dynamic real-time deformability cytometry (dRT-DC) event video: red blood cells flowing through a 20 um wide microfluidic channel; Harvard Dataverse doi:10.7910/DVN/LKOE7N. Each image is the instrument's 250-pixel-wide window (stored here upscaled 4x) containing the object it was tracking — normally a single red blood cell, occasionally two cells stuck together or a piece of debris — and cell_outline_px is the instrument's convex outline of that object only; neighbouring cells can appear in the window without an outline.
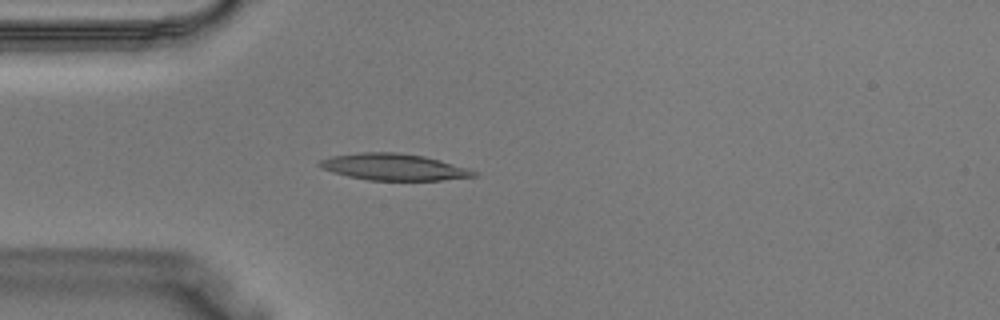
{"species": "Egyptian fruit bat (a non-hibernating species)", "species_latin": "Rousettus aegyptiacus", "temperature_condition": "warm", "stored_images_in_passage": 18, "camera_frame_rate_fps": 3000, "um_per_image_px": 0.085, "animal": {"sex": "male"}, "frame": {"image": 1, "passage_image": 2, "time_ms": 0.333, "image_size_px": [1000, 320], "cell_outline_px": [[480, 176], [440, 180], [368, 180], [348, 176], [320, 168], [316, 164], [320, 160], [332, 156], [360, 152], [396, 152], [424, 156], [440, 160], [476, 172]], "centroid_in_image_um": [33.42, 14.19], "position_along_channel_um": 51.6, "area_um2": 23.7}}
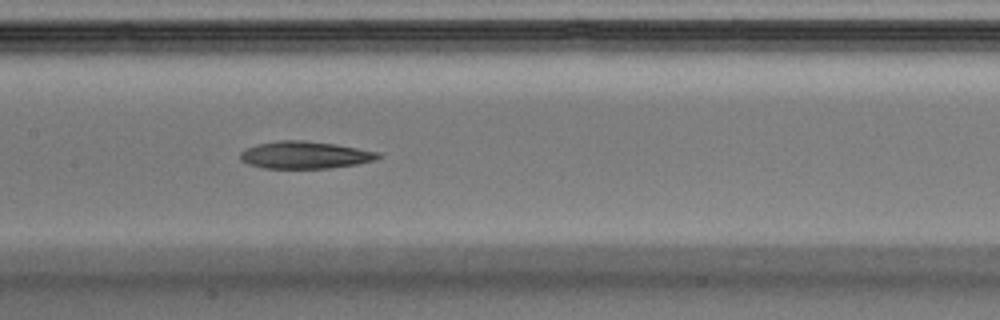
{"frame": {"image": 2, "passage_image": 10, "time_ms": 3.0, "image_size_px": [1000, 320], "cell_outline_px": [[384, 156], [372, 160], [356, 164], [328, 168], [264, 168], [248, 164], [240, 160], [240, 152], [256, 144], [280, 140], [304, 140], [336, 144], [380, 152]], "centroid_in_image_um": [25.92, 13.17], "position_along_channel_um": 181.5, "area_um2": 21.91}}
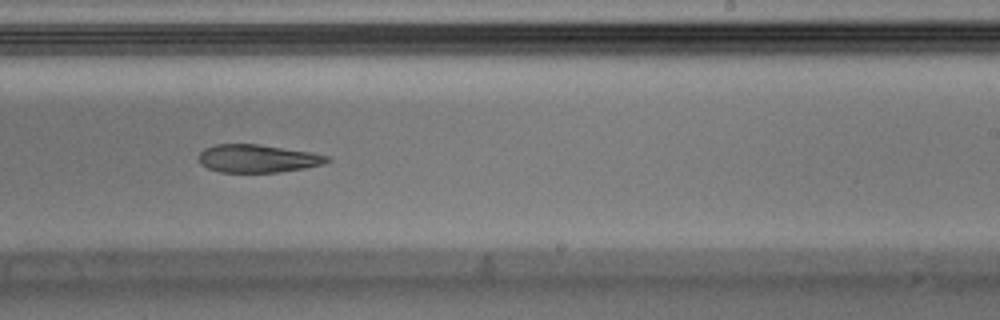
{"frame": {"image": 3, "passage_image": 15, "time_ms": 4.667, "image_size_px": [1000, 320], "cell_outline_px": [[332, 160], [324, 164], [304, 168], [276, 172], [220, 172], [208, 168], [200, 164], [200, 152], [204, 148], [216, 144], [256, 144], [312, 152], [328, 156]], "centroid_in_image_um": [21.91, 13.47], "position_along_channel_um": 267.1, "area_um2": 20.81}}